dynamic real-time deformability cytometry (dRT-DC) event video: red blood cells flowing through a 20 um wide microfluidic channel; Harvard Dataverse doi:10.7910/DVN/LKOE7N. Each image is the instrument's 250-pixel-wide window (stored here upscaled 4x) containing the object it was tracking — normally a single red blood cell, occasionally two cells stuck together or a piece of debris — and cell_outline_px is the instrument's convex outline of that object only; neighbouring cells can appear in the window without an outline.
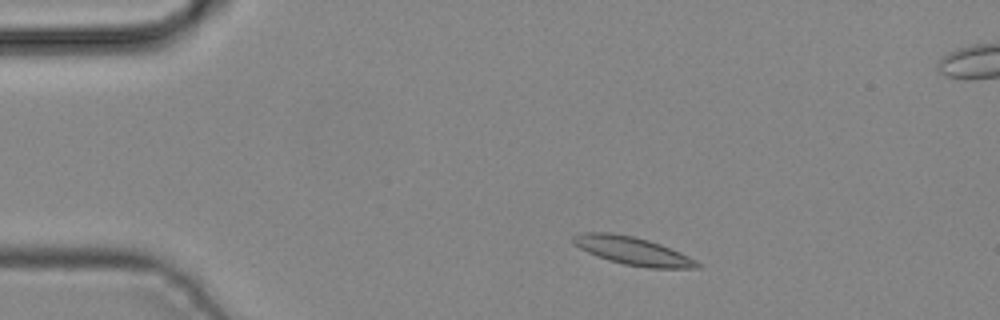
{"species": "common noctule bat (a hibernating species)", "species_latin": "Nyctalus noctula", "temperature_condition": "cold", "stored_images_in_passage": 2, "camera_frame_rate_fps": 3000, "um_per_image_px": 0.085, "animal": {"sex": "male", "body_mass_g": 19.2, "forearm_length_mm": 51.8}, "frame": {"image": 1, "passage_image": 1, "time_ms": 0.0, "image_size_px": [1000, 320], "cell_outline_px": [[700, 268], [648, 268], [624, 264], [608, 260], [596, 256], [580, 248], [572, 240], [572, 236], [580, 232], [612, 232], [632, 236], [648, 240], [660, 244], [680, 252], [696, 260], [700, 264]], "centroid_in_image_um": [53.77, 21.32], "position_along_channel_um": 31.2, "area_um2": 20.23}}